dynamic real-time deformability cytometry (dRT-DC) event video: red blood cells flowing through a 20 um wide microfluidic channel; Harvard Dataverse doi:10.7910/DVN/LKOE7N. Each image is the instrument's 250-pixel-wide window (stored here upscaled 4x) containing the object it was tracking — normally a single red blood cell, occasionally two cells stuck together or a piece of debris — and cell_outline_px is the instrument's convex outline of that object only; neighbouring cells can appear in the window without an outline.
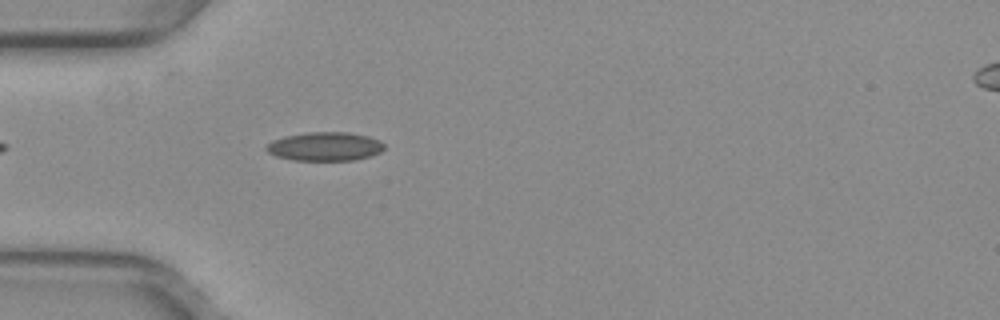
{"species": "common noctule bat (a hibernating species)", "species_latin": "Nyctalus noctula", "temperature_condition": "warm", "stored_images_in_passage": 40, "camera_frame_rate_fps": 3000, "um_per_image_px": 0.085, "animal": {"sex": "female", "body_mass_g": 29.2, "forearm_length_mm": 56.3}, "frame": {"image": 1, "passage_image": 4, "time_ms": 1.0, "image_size_px": [1000, 320], "cell_outline_px": [[384, 148], [380, 152], [356, 160], [292, 160], [276, 156], [268, 152], [264, 148], [272, 140], [284, 136], [308, 132], [348, 132], [368, 136], [380, 140], [384, 144]], "centroid_in_image_um": [27.61, 12.44], "position_along_channel_um": 57.4, "area_um2": 19.77}}
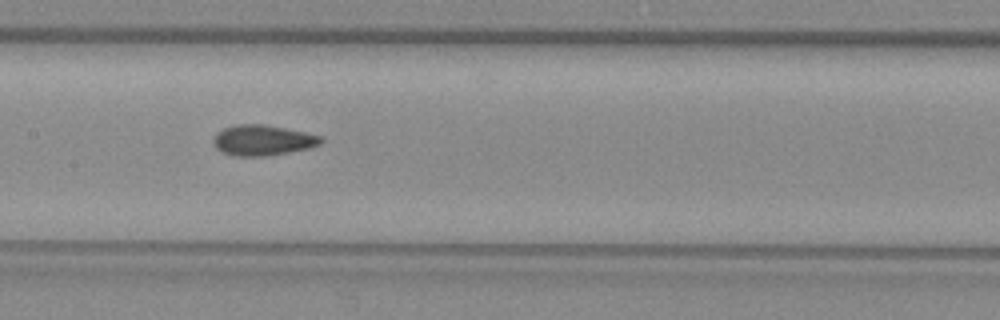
{"frame": {"image": 2, "passage_image": 14, "time_ms": 4.333, "image_size_px": [1000, 320], "cell_outline_px": [[324, 140], [320, 144], [308, 148], [288, 152], [264, 156], [236, 156], [220, 152], [212, 144], [212, 140], [216, 132], [224, 128], [236, 124], [264, 124], [304, 132], [320, 136]], "centroid_in_image_um": [22.26, 11.92], "position_along_channel_um": 185.1, "area_um2": 19.13}}
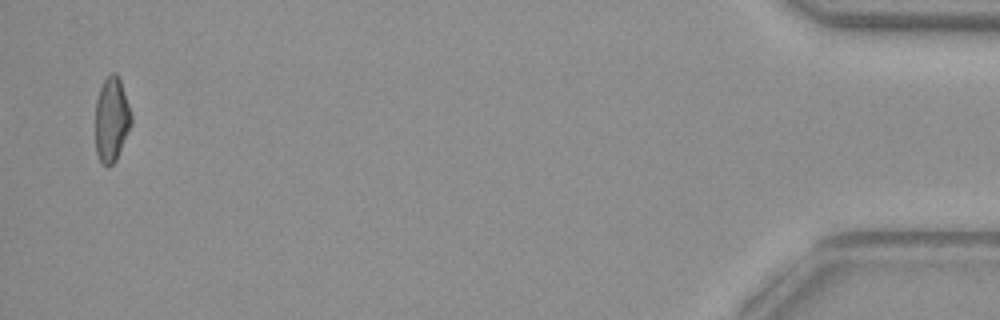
{"frame": {"image": 3, "passage_image": 39, "time_ms": 12.667, "image_size_px": [1000, 320], "cell_outline_px": [[132, 124], [116, 160], [108, 168], [100, 164], [96, 152], [96, 100], [100, 88], [108, 72], [116, 72], [120, 80], [132, 116]], "centroid_in_image_um": [9.48, 10.18], "position_along_channel_um": 425.7, "area_um2": 17.86}, "authors_computed_cell_mechanics": {"area_um2": 18.3804, "velocity_mm_per_s": 3.9877, "shape_relaxation_time_tau1_ms": null, "shape_relaxation_time_tau2_ms": 1.9302, "deformation_change_tau1": null, "deformation_change_tau2": 0.0759}}